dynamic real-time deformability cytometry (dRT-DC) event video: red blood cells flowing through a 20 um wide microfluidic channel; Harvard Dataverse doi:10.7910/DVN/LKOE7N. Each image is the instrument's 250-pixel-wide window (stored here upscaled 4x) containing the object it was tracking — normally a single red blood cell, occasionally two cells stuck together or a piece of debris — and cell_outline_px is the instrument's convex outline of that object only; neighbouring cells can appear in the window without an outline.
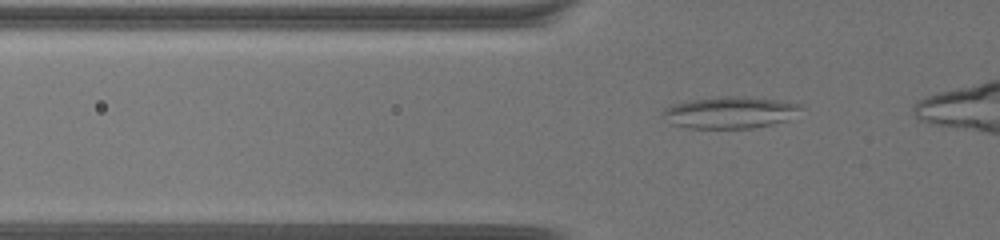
{"species": "common noctule bat (a hibernating species)", "species_latin": "Nyctalus noctula", "temperature_condition": "warm", "stored_images_in_passage": 42, "camera_frame_rate_fps": 3000, "um_per_image_px": 0.085, "animal": {"sex": "female", "body_mass_g": 19.5, "forearm_length_mm": 54.1}, "frame": {"image": 1, "passage_image": 6, "time_ms": 1.667, "image_size_px": [1000, 240], "cell_outline_px": [[804, 104], [788, 120], [772, 124], [752, 128], [688, 128], [672, 124], [660, 112], [664, 108], [672, 104], [692, 100], [724, 96], [744, 96], [780, 100]], "centroid_in_image_um": [62.04, 9.55], "position_along_channel_um": 63.8, "area_um2": 25.49}}
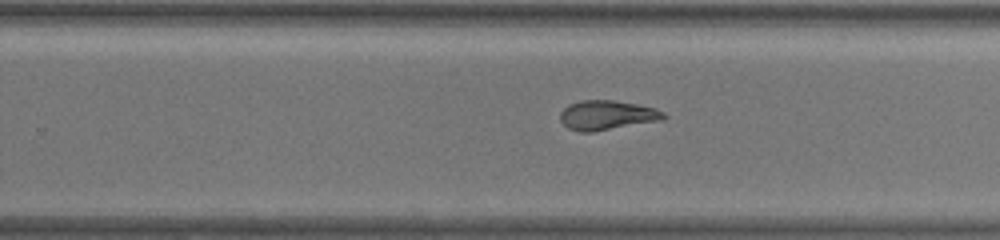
{"frame": {"image": 2, "passage_image": 27, "time_ms": 8.667, "image_size_px": [1000, 240], "cell_outline_px": [[668, 116], [664, 120], [592, 132], [580, 132], [568, 128], [560, 120], [560, 112], [568, 104], [580, 100], [616, 100], [656, 108], [664, 112]], "centroid_in_image_um": [51.62, 9.79], "position_along_channel_um": 278.2, "area_um2": 18.03}}
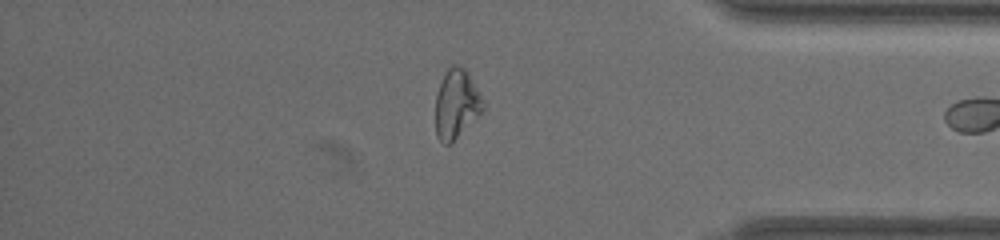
{"frame": {"image": 3, "passage_image": 40, "time_ms": 13.0, "image_size_px": [1000, 240], "cell_outline_px": [[484, 108], [480, 116], [452, 144], [444, 144], [436, 136], [436, 96], [440, 84], [448, 68], [452, 64], [460, 64], [468, 72], [484, 104]], "centroid_in_image_um": [38.8, 8.88], "position_along_channel_um": 396.4, "area_um2": 19.25}}